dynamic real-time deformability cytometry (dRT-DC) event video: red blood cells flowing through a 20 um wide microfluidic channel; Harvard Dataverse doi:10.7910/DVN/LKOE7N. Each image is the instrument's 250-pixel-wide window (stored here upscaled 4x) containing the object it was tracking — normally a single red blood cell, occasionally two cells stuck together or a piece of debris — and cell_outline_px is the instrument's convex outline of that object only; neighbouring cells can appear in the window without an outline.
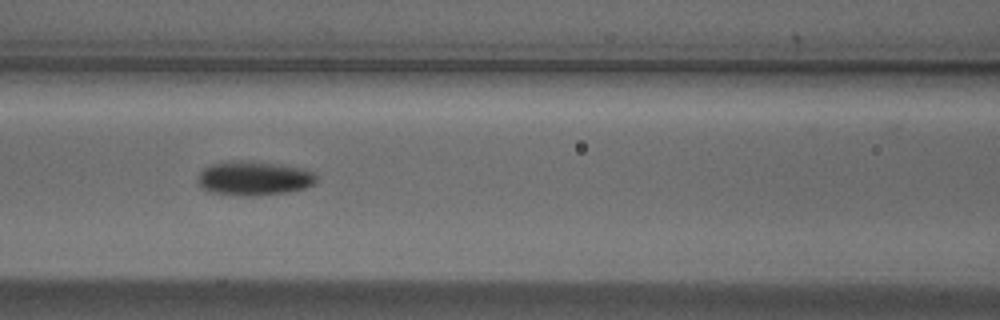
{"species": "Egyptian fruit bat (a non-hibernating species)", "species_latin": "Rousettus aegyptiacus", "temperature_condition": "cold", "stored_images_in_passage": 8, "camera_frame_rate_fps": 3000, "um_per_image_px": 0.085, "animal": {"sex": "male"}, "frame": {"image": 1, "passage_image": 6, "time_ms": 1.667, "image_size_px": [1000, 320], "cell_outline_px": [[316, 184], [304, 188], [288, 192], [260, 196], [228, 196], [204, 192], [196, 184], [196, 176], [208, 164], [228, 160], [256, 160], [304, 168], [312, 172], [316, 176]], "centroid_in_image_um": [21.48, 15.16], "position_along_channel_um": 145.1, "area_um2": 24.91}}